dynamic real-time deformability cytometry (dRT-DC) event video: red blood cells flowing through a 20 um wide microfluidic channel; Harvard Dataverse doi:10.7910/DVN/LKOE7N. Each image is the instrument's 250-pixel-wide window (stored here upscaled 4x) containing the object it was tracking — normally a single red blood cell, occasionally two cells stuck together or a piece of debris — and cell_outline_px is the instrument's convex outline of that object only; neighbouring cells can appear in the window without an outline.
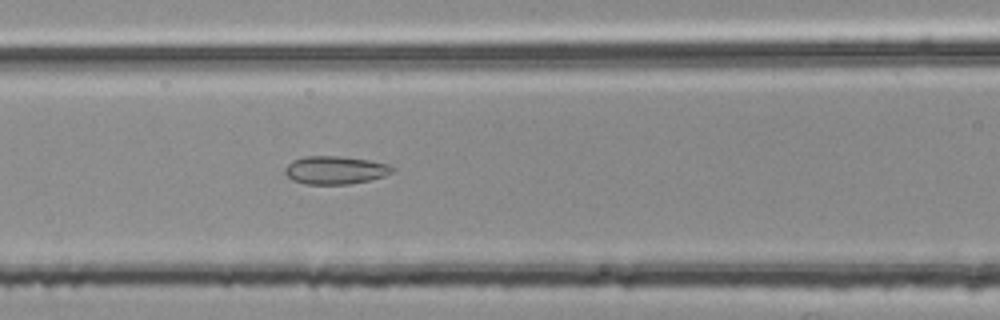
{"species": "common noctule bat (a hibernating species)", "species_latin": "Nyctalus noctula", "temperature_condition": "room temperature", "stored_images_in_passage": 55, "segment_of_instrument_passage": [2, 3], "camera_frame_rate_fps": 3000, "um_per_image_px": 0.085, "animal": {"sex": "female", "body_mass_g": 25.1}, "frame": {"image": 1, "passage_image": 23, "time_ms": 7.333, "image_size_px": [1000, 320], "cell_outline_px": [[396, 168], [392, 172], [384, 176], [368, 180], [348, 184], [304, 184], [292, 180], [284, 172], [288, 164], [292, 160], [304, 156], [340, 156], [368, 160], [388, 164]], "centroid_in_image_um": [28.48, 14.45], "position_along_channel_um": 138.1, "area_um2": 17.51}}
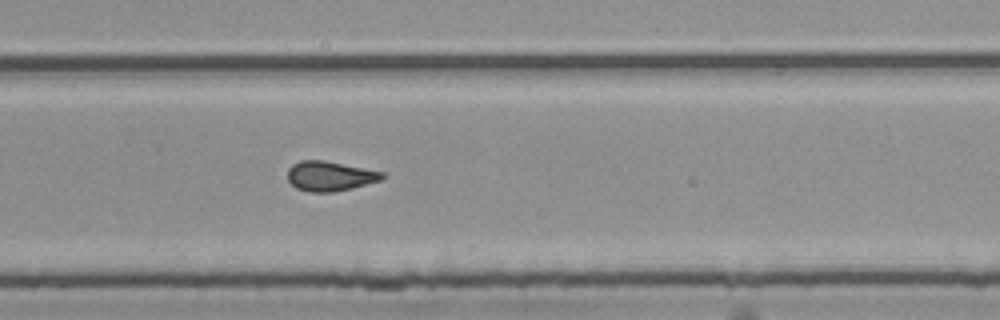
{"frame": {"image": 2, "passage_image": 36, "time_ms": 11.667, "image_size_px": [1000, 320], "cell_outline_px": [[384, 176], [380, 180], [352, 188], [332, 192], [308, 192], [296, 188], [288, 180], [288, 168], [292, 164], [300, 160], [324, 160], [384, 172]], "centroid_in_image_um": [28.0, 14.96], "position_along_channel_um": 301.8, "area_um2": 16.36}}
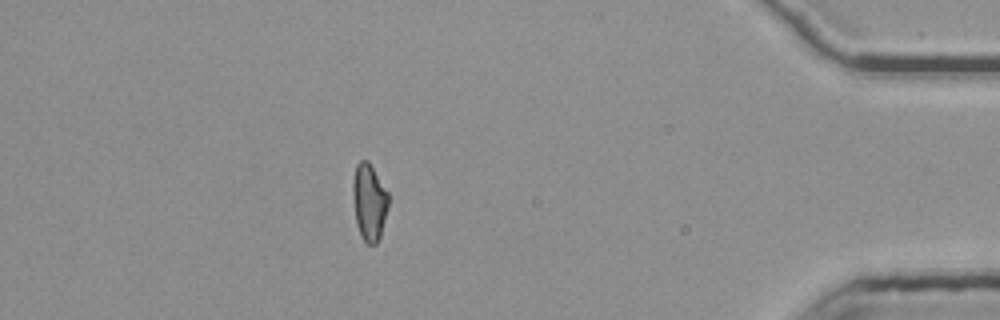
{"frame": {"image": 3, "passage_image": 48, "time_ms": 15.667, "image_size_px": [1000, 320], "cell_outline_px": [[388, 208], [380, 236], [376, 244], [368, 244], [364, 240], [356, 224], [352, 196], [352, 180], [356, 164], [360, 160], [368, 160], [388, 192]], "centroid_in_image_um": [31.37, 17.14], "position_along_channel_um": 403.8, "area_um2": 16.01}}